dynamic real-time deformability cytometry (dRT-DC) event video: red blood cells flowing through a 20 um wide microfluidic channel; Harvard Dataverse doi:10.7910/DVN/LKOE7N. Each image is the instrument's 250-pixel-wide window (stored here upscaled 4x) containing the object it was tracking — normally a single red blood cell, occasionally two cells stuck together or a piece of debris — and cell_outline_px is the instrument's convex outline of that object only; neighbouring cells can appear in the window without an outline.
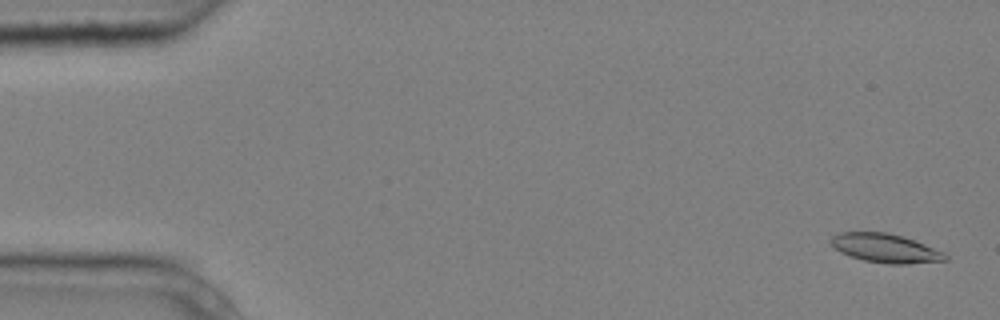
{"species": "common noctule bat (a hibernating species)", "species_latin": "Nyctalus noctula", "temperature_condition": "cold", "stored_images_in_passage": 5, "camera_frame_rate_fps": 3000, "um_per_image_px": 0.085, "animal": {"sex": "male", "body_mass_g": 20.4}, "frame": {"image": 1, "passage_image": 1, "time_ms": 0.0, "image_size_px": [1000, 320], "cell_outline_px": [[948, 260], [904, 264], [888, 264], [864, 260], [840, 252], [828, 240], [832, 236], [840, 232], [888, 232], [924, 244], [944, 252], [948, 256]], "centroid_in_image_um": [75.25, 21.09], "position_along_channel_um": 9.8, "area_um2": 19.02}}
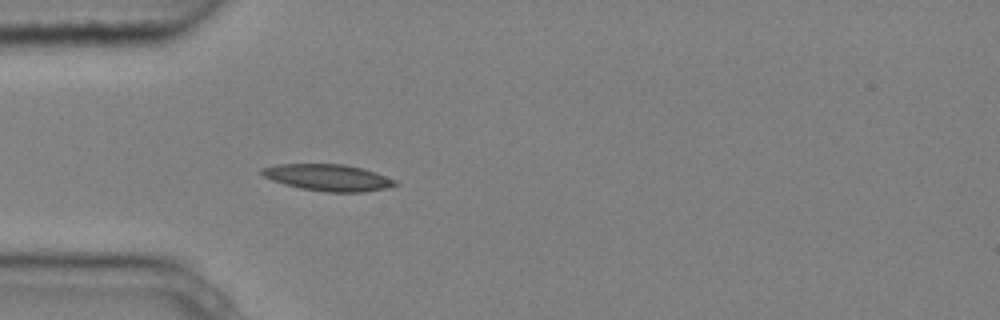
{"frame": {"image": 2, "passage_image": 5, "time_ms": 1.333, "image_size_px": [1000, 320], "cell_outline_px": [[400, 184], [388, 188], [364, 192], [328, 192], [300, 188], [284, 184], [272, 180], [264, 176], [260, 172], [260, 168], [276, 164], [344, 164], [364, 168], [376, 172], [396, 180]], "centroid_in_image_um": [27.92, 15.09], "position_along_channel_um": 57.1, "area_um2": 20.87}}